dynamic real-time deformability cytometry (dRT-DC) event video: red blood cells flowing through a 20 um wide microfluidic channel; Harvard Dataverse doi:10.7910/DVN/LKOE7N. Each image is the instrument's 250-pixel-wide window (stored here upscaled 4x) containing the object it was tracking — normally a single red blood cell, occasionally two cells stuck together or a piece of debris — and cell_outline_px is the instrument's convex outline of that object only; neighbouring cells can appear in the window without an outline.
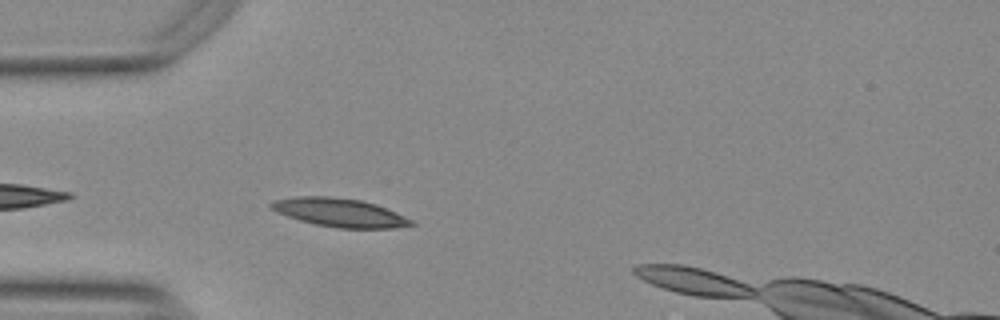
{"species": "Egyptian fruit bat (a non-hibernating species)", "species_latin": "Rousettus aegyptiacus", "temperature_condition": "warm", "stored_images_in_passage": 15, "camera_frame_rate_fps": 3000, "um_per_image_px": 0.085, "animal": {"sex": "female"}, "frame": {"image": 1, "passage_image": 3, "time_ms": 0.667, "image_size_px": [1000, 320], "cell_outline_px": [[416, 224], [392, 228], [340, 228], [316, 224], [300, 220], [276, 212], [268, 204], [272, 200], [296, 196], [332, 196], [360, 200], [376, 204], [396, 212], [412, 220]], "centroid_in_image_um": [28.85, 18.05], "position_along_channel_um": 56.2, "area_um2": 23.18}}
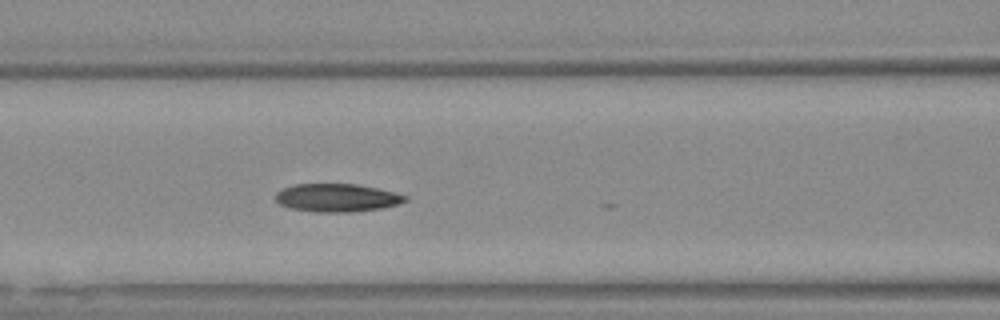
{"frame": {"image": 2, "passage_image": 10, "time_ms": 3.0, "image_size_px": [1000, 320], "cell_outline_px": [[408, 200], [400, 204], [380, 208], [348, 212], [316, 212], [288, 208], [280, 204], [276, 200], [276, 192], [284, 188], [296, 184], [356, 184], [396, 192], [408, 196]], "centroid_in_image_um": [28.66, 16.81], "position_along_channel_um": 137.9, "area_um2": 21.21}}
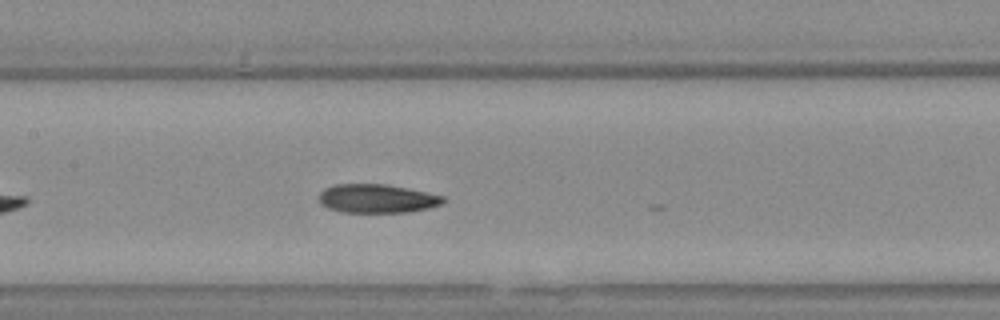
{"frame": {"image": 3, "passage_image": 13, "time_ms": 4.0, "image_size_px": [1000, 320], "cell_outline_px": [[444, 200], [440, 204], [428, 208], [404, 212], [340, 212], [328, 208], [320, 204], [320, 192], [324, 188], [336, 184], [384, 184], [444, 196]], "centroid_in_image_um": [31.98, 16.88], "position_along_channel_um": 175.4, "area_um2": 20.46}}